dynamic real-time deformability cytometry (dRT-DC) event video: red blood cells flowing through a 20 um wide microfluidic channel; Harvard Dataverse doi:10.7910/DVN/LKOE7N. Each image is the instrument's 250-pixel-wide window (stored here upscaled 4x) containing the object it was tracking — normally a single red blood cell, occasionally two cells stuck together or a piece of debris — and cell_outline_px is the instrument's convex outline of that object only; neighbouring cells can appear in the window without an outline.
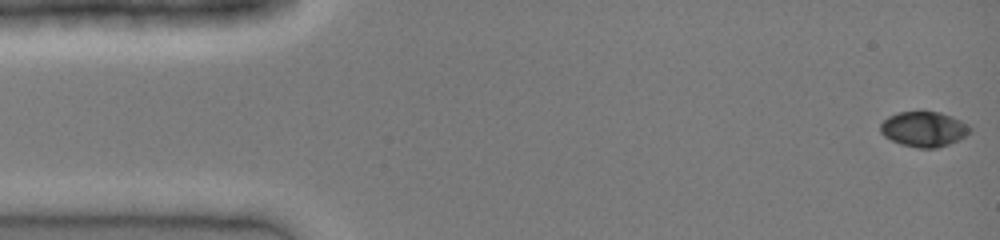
{"species": "common noctule bat (a hibernating species)", "species_latin": "Nyctalus noctula", "temperature_condition": "cold", "stored_images_in_passage": 25, "camera_frame_rate_fps": 3000, "um_per_image_px": 0.085, "animal": {"sex": "female", "body_mass_g": 19.0, "forearm_length_mm": 51.5}, "frame": {"image": 1, "passage_image": 1, "time_ms": 0.0, "image_size_px": [1000, 240], "cell_outline_px": [[972, 132], [948, 144], [936, 148], [920, 148], [900, 144], [884, 136], [880, 132], [880, 124], [888, 116], [896, 112], [940, 112], [952, 116], [968, 124], [972, 128]], "centroid_in_image_um": [78.52, 10.97], "position_along_channel_um": 6.5, "area_um2": 18.32}}
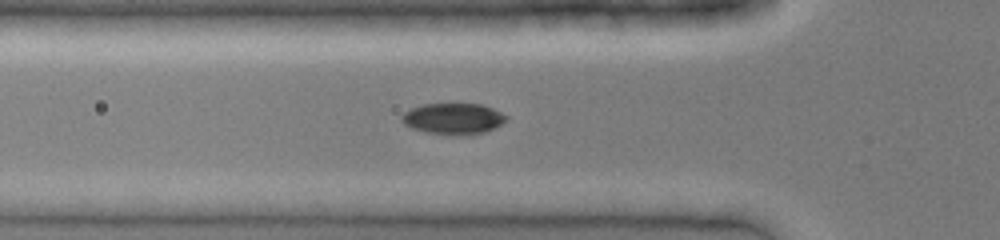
{"frame": {"image": 2, "passage_image": 14, "time_ms": 4.333, "image_size_px": [1000, 240], "cell_outline_px": [[508, 120], [484, 132], [464, 136], [428, 132], [412, 128], [404, 124], [400, 120], [400, 116], [404, 112], [412, 108], [424, 104], [480, 104], [492, 108], [508, 116]], "centroid_in_image_um": [38.52, 10.09], "position_along_channel_um": 87.3, "area_um2": 18.84}}
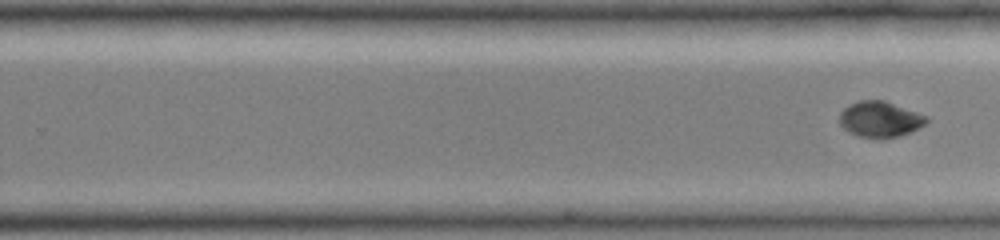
{"frame": {"image": 3, "passage_image": 25, "time_ms": 8.0, "image_size_px": [1000, 240], "cell_outline_px": [[928, 120], [920, 128], [912, 132], [900, 136], [884, 140], [880, 140], [856, 136], [848, 132], [840, 124], [840, 112], [848, 104], [860, 100], [884, 100], [928, 116]], "centroid_in_image_um": [74.8, 10.17], "position_along_channel_um": 255.0, "area_um2": 18.61}}